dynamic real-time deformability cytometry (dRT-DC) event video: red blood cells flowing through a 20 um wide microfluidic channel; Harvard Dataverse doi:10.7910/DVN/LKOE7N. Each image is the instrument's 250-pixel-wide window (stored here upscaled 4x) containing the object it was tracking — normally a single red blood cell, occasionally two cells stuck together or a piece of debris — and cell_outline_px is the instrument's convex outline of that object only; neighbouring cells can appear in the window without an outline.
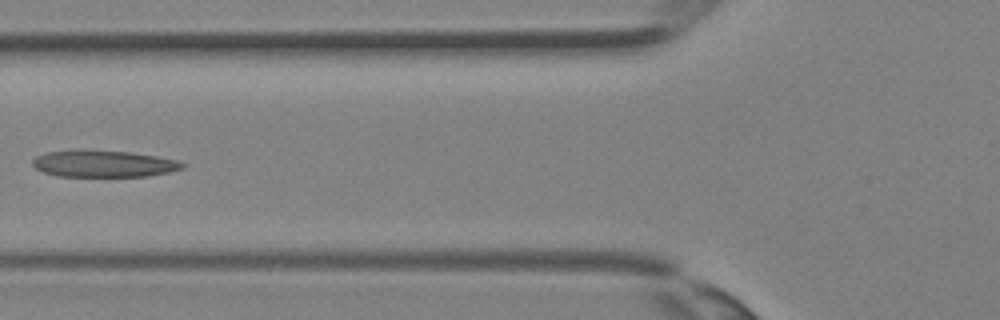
{"species": "Egyptian fruit bat (a non-hibernating species)", "species_latin": "Rousettus aegyptiacus", "temperature_condition": "room temperature", "stored_images_in_passage": 31, "camera_frame_rate_fps": 3000, "um_per_image_px": 0.085, "animal": {"sex": "female"}, "frame": {"image": 1, "passage_image": 10, "time_ms": 3.0, "image_size_px": [1000, 320], "cell_outline_px": [[184, 168], [168, 172], [148, 176], [56, 176], [44, 172], [36, 168], [32, 164], [32, 160], [36, 156], [48, 152], [76, 148], [84, 148], [132, 152], [180, 160], [184, 164]], "centroid_in_image_um": [8.79, 13.88], "position_along_channel_um": 117.0, "area_um2": 23.87}}
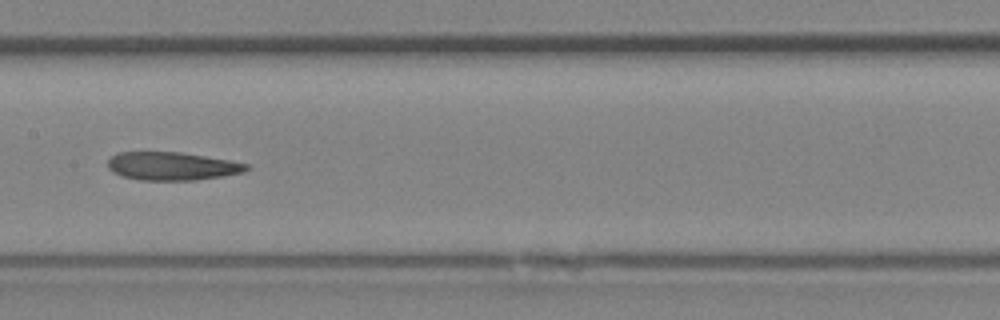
{"frame": {"image": 2, "passage_image": 14, "time_ms": 4.333, "image_size_px": [1000, 320], "cell_outline_px": [[248, 168], [244, 172], [224, 176], [196, 180], [140, 180], [124, 176], [112, 172], [108, 168], [108, 160], [116, 152], [180, 152], [228, 160], [248, 164]], "centroid_in_image_um": [14.6, 14.12], "position_along_channel_um": 192.8, "area_um2": 22.66}}